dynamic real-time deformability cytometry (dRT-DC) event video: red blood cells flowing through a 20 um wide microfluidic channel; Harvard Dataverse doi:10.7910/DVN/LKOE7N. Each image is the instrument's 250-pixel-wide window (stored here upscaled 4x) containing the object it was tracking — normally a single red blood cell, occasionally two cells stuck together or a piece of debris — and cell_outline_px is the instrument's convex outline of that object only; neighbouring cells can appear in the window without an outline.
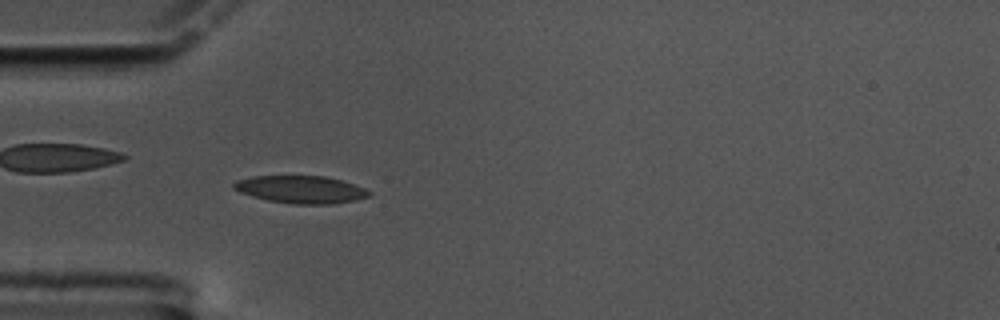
{"species": "common noctule bat (a hibernating species)", "species_latin": "Nyctalus noctula", "temperature_condition": "cold", "stored_images_in_passage": 60, "camera_frame_rate_fps": 3000, "um_per_image_px": 0.085, "animal": {"sex": "male", "body_mass_g": 17.5, "forearm_length_mm": 52.3}, "frame": {"image": 1, "passage_image": 18, "time_ms": 5.667, "image_size_px": [1000, 320], "cell_outline_px": [[372, 192], [368, 196], [356, 200], [332, 204], [292, 204], [268, 200], [252, 196], [240, 192], [232, 188], [232, 184], [236, 180], [252, 176], [324, 176], [340, 180], [364, 188]], "centroid_in_image_um": [25.54, 16.11], "position_along_channel_um": 59.5, "area_um2": 21.62}}
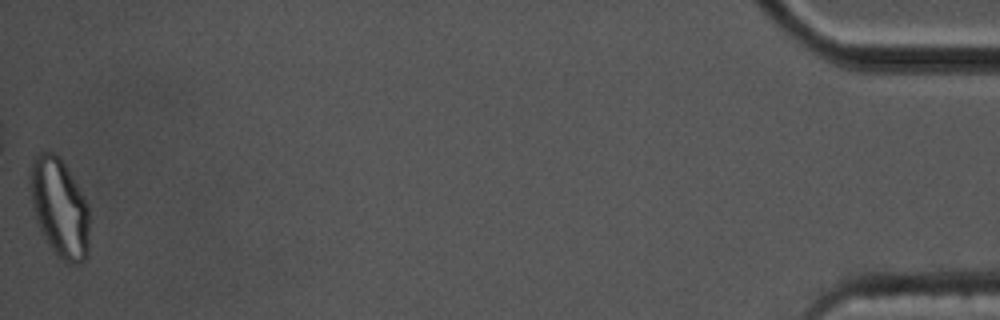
{"frame": {"image": 2, "passage_image": 60, "time_ms": 19.667, "image_size_px": [1000, 320], "cell_outline_px": [[88, 256], [80, 264], [72, 264], [56, 256], [48, 244], [36, 220], [32, 204], [28, 176], [32, 160], [40, 152], [56, 152], [60, 156], [72, 176], [88, 204]], "centroid_in_image_um": [5.04, 17.64], "position_along_channel_um": 430.2, "area_um2": 34.28}, "authors_computed_cell_mechanics": {"area_um2": 21.0681, "velocity_mm_per_s": 3.3549, "shape_relaxation_time_tau1_ms": 8.2708, "shape_relaxation_time_tau2_ms": 2.0544, "deformation_change_tau1": 0.169, "deformation_change_tau2": 0.0692}}